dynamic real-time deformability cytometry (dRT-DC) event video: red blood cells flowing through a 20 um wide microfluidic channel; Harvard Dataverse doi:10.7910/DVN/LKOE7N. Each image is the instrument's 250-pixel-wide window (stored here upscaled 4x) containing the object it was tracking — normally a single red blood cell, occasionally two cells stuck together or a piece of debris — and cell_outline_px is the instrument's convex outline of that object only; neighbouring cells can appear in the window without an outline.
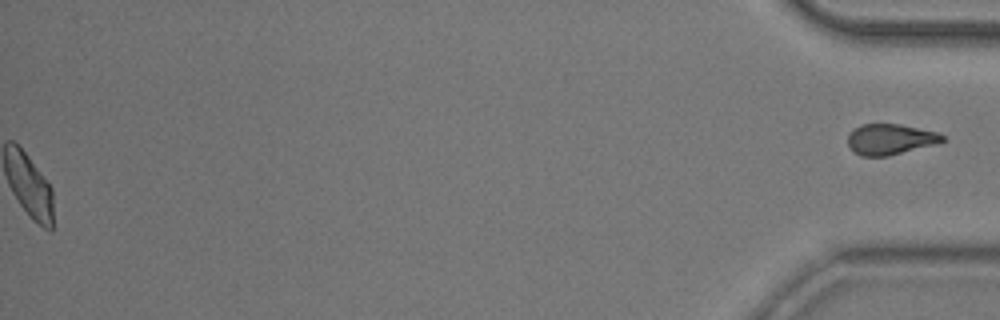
{"species": "common noctule bat (a hibernating species)", "species_latin": "Nyctalus noctula", "temperature_condition": "room temperature", "stored_images_in_passage": 51, "segment_of_instrument_passage": [2, 2], "camera_frame_rate_fps": 3000, "um_per_image_px": 0.085, "animal": {"sex": "male", "body_mass_g": 20.5, "forearm_length_mm": 52.5}, "frame": {"image": 1, "passage_image": 51, "time_ms": 16.667, "image_size_px": [1000, 320], "cell_outline_px": [[948, 140], [936, 144], [888, 156], [860, 156], [852, 152], [848, 144], [848, 136], [852, 128], [860, 124], [900, 124], [940, 132]], "centroid_in_image_um": [75.68, 11.83], "position_along_channel_um": 359.5, "area_um2": 17.28}}